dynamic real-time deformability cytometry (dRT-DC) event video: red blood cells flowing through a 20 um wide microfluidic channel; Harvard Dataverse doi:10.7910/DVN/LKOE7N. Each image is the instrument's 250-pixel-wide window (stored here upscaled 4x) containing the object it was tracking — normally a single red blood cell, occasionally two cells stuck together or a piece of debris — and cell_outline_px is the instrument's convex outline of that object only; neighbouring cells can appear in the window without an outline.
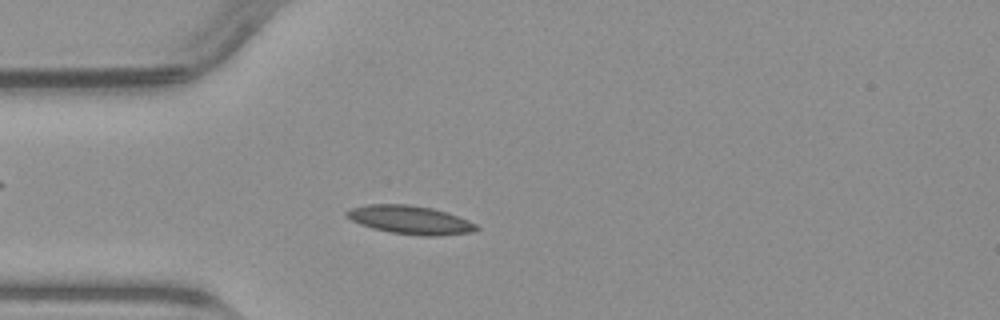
{"species": "common noctule bat (a hibernating species)", "species_latin": "Nyctalus noctula", "temperature_condition": "warm", "stored_images_in_passage": 49, "camera_frame_rate_fps": 3000, "um_per_image_px": 0.085, "animal": {"sex": "male", "body_mass_g": 23.1, "forearm_length_mm": 52.7}, "frame": {"image": 1, "passage_image": 12, "time_ms": 3.667, "image_size_px": [1000, 320], "cell_outline_px": [[480, 228], [472, 232], [440, 236], [420, 236], [392, 232], [372, 228], [360, 224], [344, 216], [344, 212], [348, 208], [368, 204], [408, 204], [432, 208], [448, 212], [468, 220], [476, 224]], "centroid_in_image_um": [34.85, 18.68], "position_along_channel_um": 50.2, "area_um2": 21.73}}
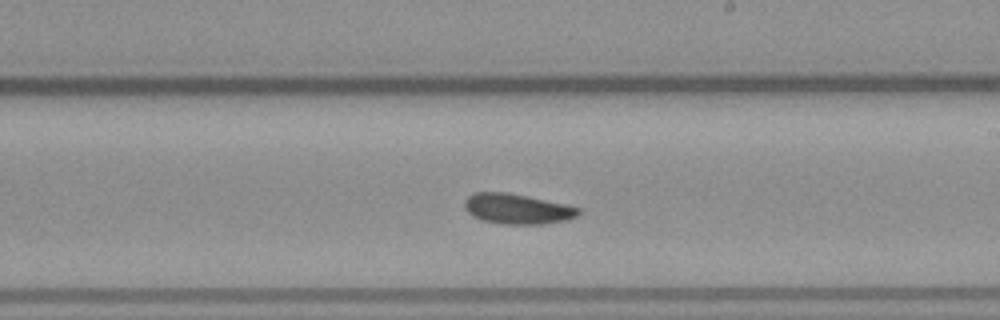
{"frame": {"image": 2, "passage_image": 27, "time_ms": 8.667, "image_size_px": [1000, 320], "cell_outline_px": [[580, 212], [576, 216], [564, 220], [544, 224], [500, 224], [480, 220], [472, 216], [464, 208], [464, 200], [468, 196], [476, 192], [504, 192], [568, 204], [580, 208]], "centroid_in_image_um": [43.93, 17.76], "position_along_channel_um": 245.1, "area_um2": 20.11}}
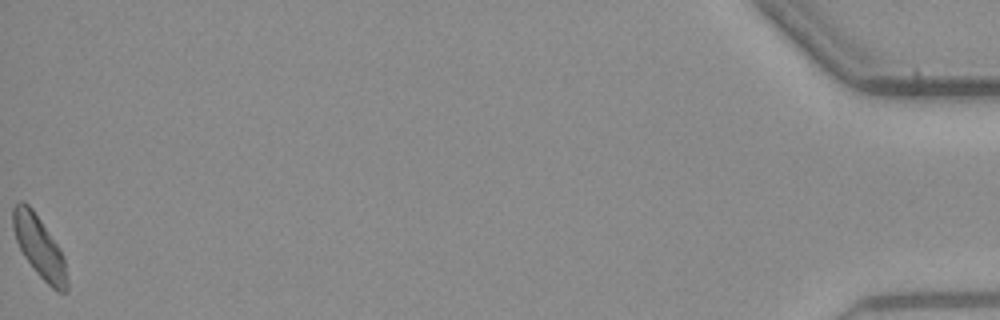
{"frame": {"image": 3, "passage_image": 49, "time_ms": 16.0, "image_size_px": [1000, 320], "cell_outline_px": [[68, 288], [64, 292], [56, 292], [36, 272], [24, 256], [16, 240], [12, 228], [12, 208], [20, 200], [24, 200], [32, 208], [60, 248], [64, 256], [68, 280]], "centroid_in_image_um": [3.34, 20.98], "position_along_channel_um": 431.9, "area_um2": 19.48}}